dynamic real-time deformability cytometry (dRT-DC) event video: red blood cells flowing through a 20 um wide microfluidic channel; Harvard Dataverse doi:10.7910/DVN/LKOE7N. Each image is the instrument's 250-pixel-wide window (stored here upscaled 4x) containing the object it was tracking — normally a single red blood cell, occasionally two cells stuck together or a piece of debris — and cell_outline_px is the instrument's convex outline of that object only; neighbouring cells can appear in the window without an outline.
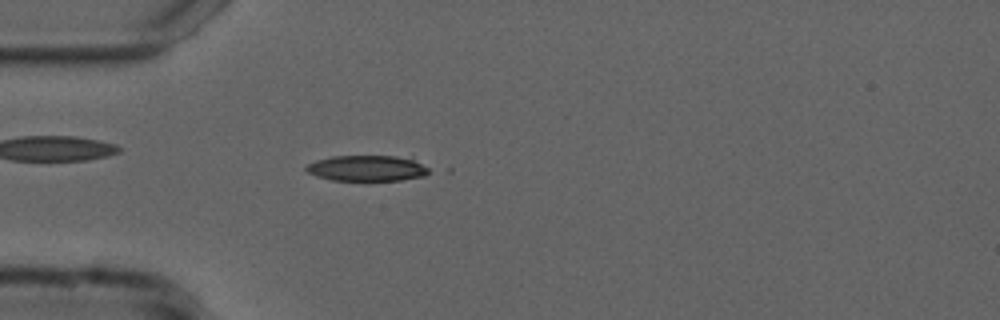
{"species": "common noctule bat (a hibernating species)", "species_latin": "Nyctalus noctula", "temperature_condition": "cold", "stored_images_in_passage": 43, "camera_frame_rate_fps": 3000, "um_per_image_px": 0.085, "animal": {"sex": "male", "forearm_length_mm": 52.5}, "frame": {"image": 1, "passage_image": 4, "time_ms": 1.0, "image_size_px": [1000, 320], "cell_outline_px": [[432, 172], [424, 176], [400, 180], [332, 180], [316, 176], [308, 172], [304, 168], [308, 164], [316, 160], [332, 156], [396, 156], [412, 160], [428, 168]], "centroid_in_image_um": [31.17, 14.3], "position_along_channel_um": 53.8, "area_um2": 18.21}}
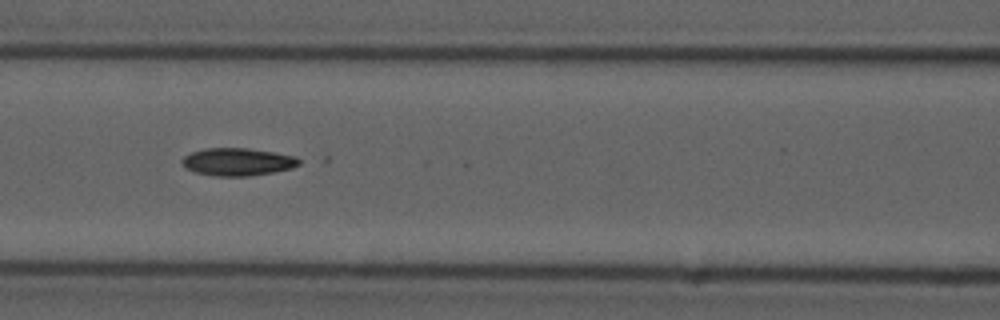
{"frame": {"image": 2, "passage_image": 12, "time_ms": 3.667, "image_size_px": [1000, 320], "cell_outline_px": [[300, 164], [292, 168], [272, 172], [248, 176], [212, 176], [196, 172], [188, 168], [180, 160], [184, 156], [192, 152], [204, 148], [248, 148], [296, 156], [300, 160]], "centroid_in_image_um": [20.2, 13.75], "position_along_channel_um": 146.4, "area_um2": 18.73}}
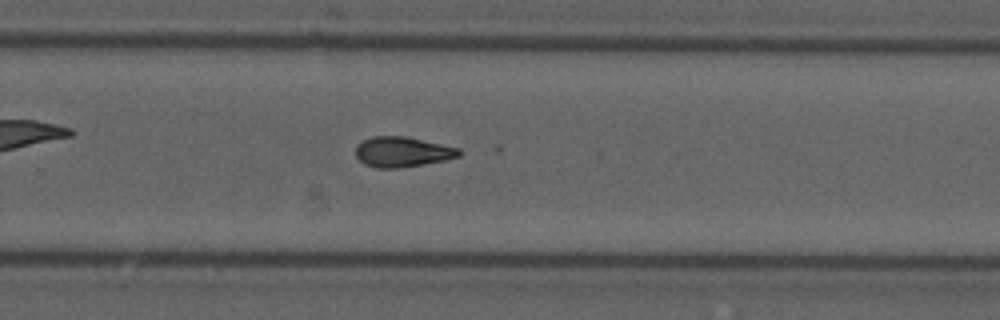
{"frame": {"image": 3, "passage_image": 24, "time_ms": 7.667, "image_size_px": [1000, 320], "cell_outline_px": [[464, 152], [460, 156], [444, 160], [400, 168], [376, 168], [364, 164], [356, 156], [356, 144], [372, 136], [404, 136], [460, 148]], "centroid_in_image_um": [34.2, 12.91], "position_along_channel_um": 295.6, "area_um2": 18.21}, "authors_computed_cell_mechanics": {"area_um2": 18.6694, "velocity_mm_per_s": 3.7496, "shape_relaxation_time_tau1_ms": null, "shape_relaxation_time_tau2_ms": 3.711, "deformation_change_tau1": null, "deformation_change_tau2": 0.0979}}